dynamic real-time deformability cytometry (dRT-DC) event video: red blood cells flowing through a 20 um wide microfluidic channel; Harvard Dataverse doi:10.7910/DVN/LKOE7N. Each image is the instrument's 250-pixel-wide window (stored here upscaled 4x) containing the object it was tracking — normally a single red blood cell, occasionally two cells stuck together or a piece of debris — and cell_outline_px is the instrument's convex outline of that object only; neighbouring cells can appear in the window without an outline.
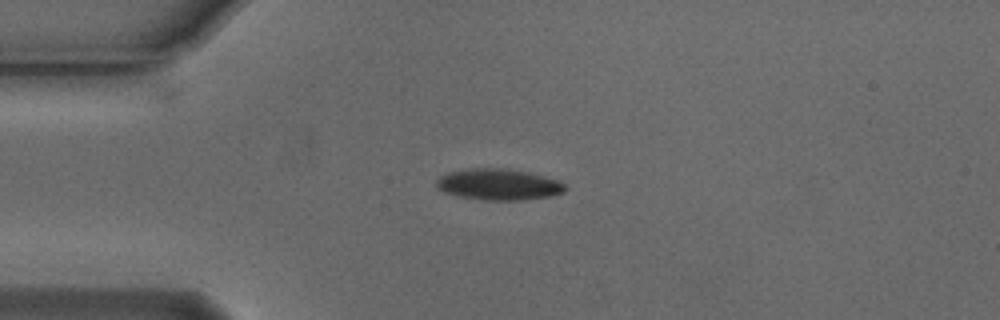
{"species": "Egyptian fruit bat (a non-hibernating species)", "species_latin": "Rousettus aegyptiacus", "temperature_condition": "cold", "stored_images_in_passage": 42, "camera_frame_rate_fps": 3000, "um_per_image_px": 0.085, "animal": {"sex": "male"}, "frame": {"image": 1, "passage_image": 1, "time_ms": 0.0, "image_size_px": [1000, 320], "cell_outline_px": [[568, 188], [564, 192], [548, 196], [524, 200], [484, 200], [460, 196], [444, 192], [436, 188], [436, 180], [440, 176], [448, 172], [468, 168], [508, 168], [528, 172], [544, 176], [556, 180], [564, 184]], "centroid_in_image_um": [42.36, 15.67], "position_along_channel_um": 42.6, "area_um2": 23.47}}
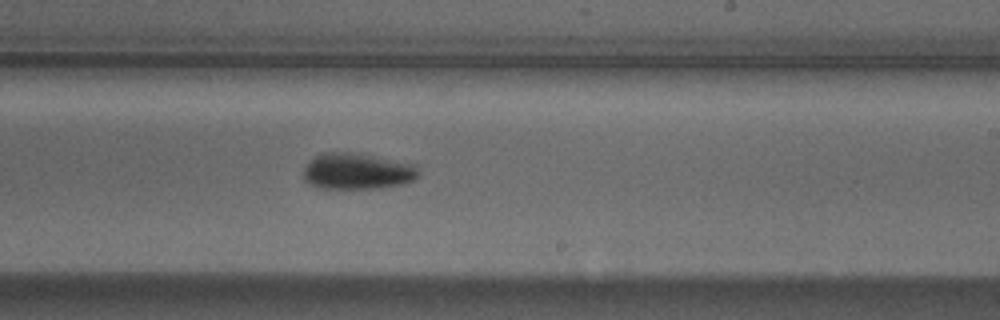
{"frame": {"image": 2, "passage_image": 20, "time_ms": 6.333, "image_size_px": [1000, 320], "cell_outline_px": [[420, 176], [404, 184], [376, 188], [320, 188], [304, 180], [304, 168], [308, 160], [320, 152], [360, 152], [416, 164], [420, 172]], "centroid_in_image_um": [30.39, 14.52], "position_along_channel_um": 258.6, "area_um2": 24.8}}
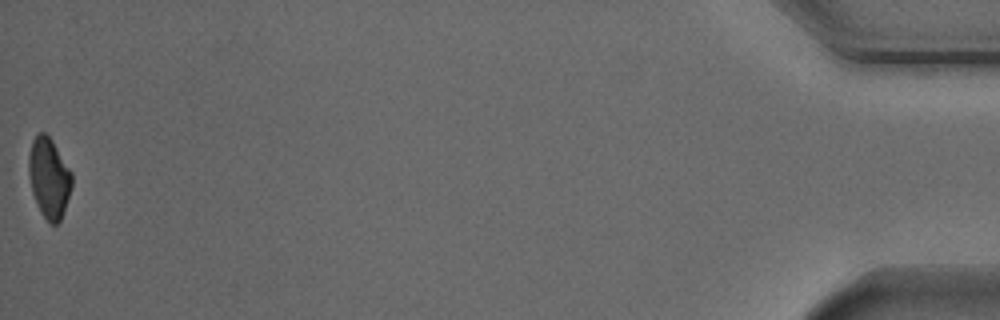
{"frame": {"image": 3, "passage_image": 42, "time_ms": 13.667, "image_size_px": [1000, 320], "cell_outline_px": [[72, 184], [60, 220], [56, 224], [52, 224], [40, 212], [32, 192], [28, 176], [28, 156], [32, 140], [40, 132], [44, 132], [52, 140], [72, 172]], "centroid_in_image_um": [4.14, 15.08], "position_along_channel_um": 431.1, "area_um2": 19.94}, "authors_computed_cell_mechanics": {"area_um2": 23.2067, "velocity_mm_per_s": 3.7622, "shape_relaxation_time_tau1_ms": 2.2665, "shape_relaxation_time_tau2_ms": null, "deformation_change_tau1": 0.1077, "deformation_change_tau2": null}}